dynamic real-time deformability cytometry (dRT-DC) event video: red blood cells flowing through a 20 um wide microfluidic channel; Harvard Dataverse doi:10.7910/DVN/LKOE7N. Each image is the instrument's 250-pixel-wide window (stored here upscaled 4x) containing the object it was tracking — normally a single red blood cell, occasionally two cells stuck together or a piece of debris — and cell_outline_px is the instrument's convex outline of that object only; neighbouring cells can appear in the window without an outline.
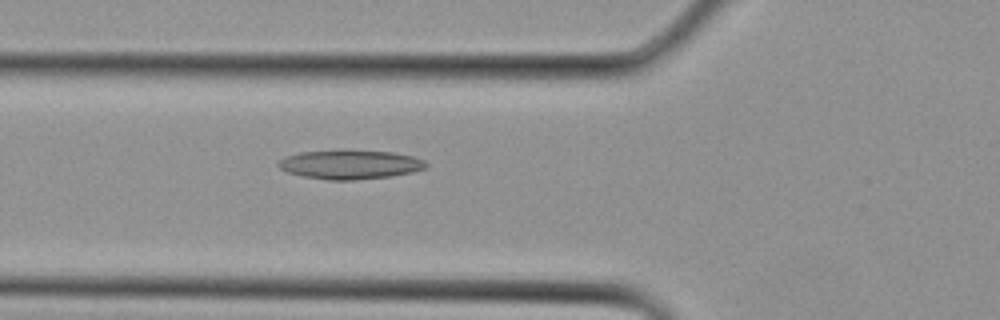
{"species": "Egyptian fruit bat (a non-hibernating species)", "species_latin": "Rousettus aegyptiacus", "temperature_condition": "cold", "stored_images_in_passage": 7, "camera_frame_rate_fps": 3000, "um_per_image_px": 0.085, "animal": {"sex": "female"}, "frame": {"image": 1, "passage_image": 5, "time_ms": 1.333, "image_size_px": [1000, 320], "cell_outline_px": [[428, 164], [424, 168], [412, 172], [392, 176], [352, 180], [328, 180], [304, 176], [288, 172], [280, 168], [276, 164], [280, 160], [288, 156], [300, 152], [340, 148], [392, 152], [412, 156], [424, 160]], "centroid_in_image_um": [29.75, 13.95], "position_along_channel_um": 96.1, "area_um2": 25.43}}
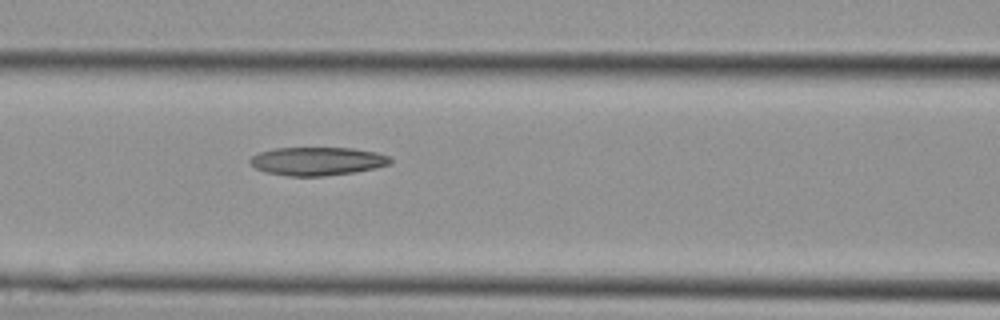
{"frame": {"image": 2, "passage_image": 7, "time_ms": 2.0, "image_size_px": [1000, 320], "cell_outline_px": [[392, 160], [388, 164], [356, 172], [324, 176], [288, 176], [264, 172], [256, 168], [248, 160], [252, 156], [260, 152], [276, 148], [352, 148], [376, 152], [388, 156]], "centroid_in_image_um": [26.94, 13.7], "position_along_channel_um": 139.7, "area_um2": 23.0}}